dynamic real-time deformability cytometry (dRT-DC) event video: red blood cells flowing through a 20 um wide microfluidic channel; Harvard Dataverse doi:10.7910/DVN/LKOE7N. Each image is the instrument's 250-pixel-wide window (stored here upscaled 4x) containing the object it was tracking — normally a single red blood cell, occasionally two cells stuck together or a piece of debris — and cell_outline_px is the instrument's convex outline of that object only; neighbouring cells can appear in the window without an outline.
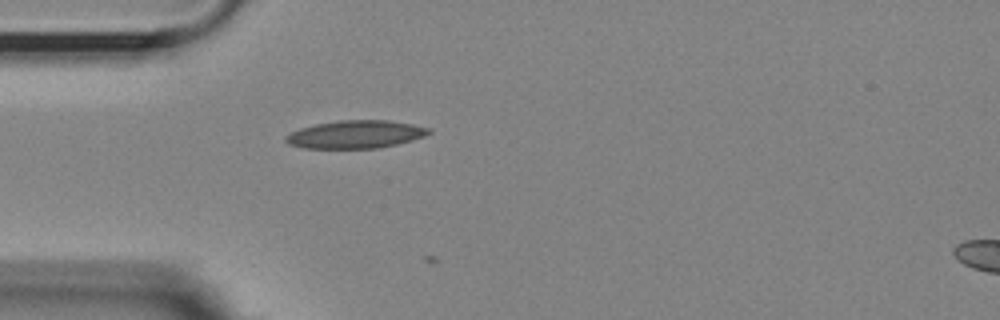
{"species": "Egyptian fruit bat (a non-hibernating species)", "species_latin": "Rousettus aegyptiacus", "temperature_condition": "room temperature", "stored_images_in_passage": 3, "camera_frame_rate_fps": 3000, "um_per_image_px": 0.085, "animal": {"sex": "female"}, "frame": {"image": 1, "passage_image": 1, "time_ms": 0.0, "image_size_px": [1000, 320], "cell_outline_px": [[432, 132], [424, 136], [412, 140], [396, 144], [376, 148], [304, 148], [288, 144], [284, 140], [284, 136], [300, 128], [316, 124], [336, 120], [388, 120], [412, 124], [432, 128]], "centroid_in_image_um": [30.22, 11.41], "position_along_channel_um": 54.8, "area_um2": 23.29}}